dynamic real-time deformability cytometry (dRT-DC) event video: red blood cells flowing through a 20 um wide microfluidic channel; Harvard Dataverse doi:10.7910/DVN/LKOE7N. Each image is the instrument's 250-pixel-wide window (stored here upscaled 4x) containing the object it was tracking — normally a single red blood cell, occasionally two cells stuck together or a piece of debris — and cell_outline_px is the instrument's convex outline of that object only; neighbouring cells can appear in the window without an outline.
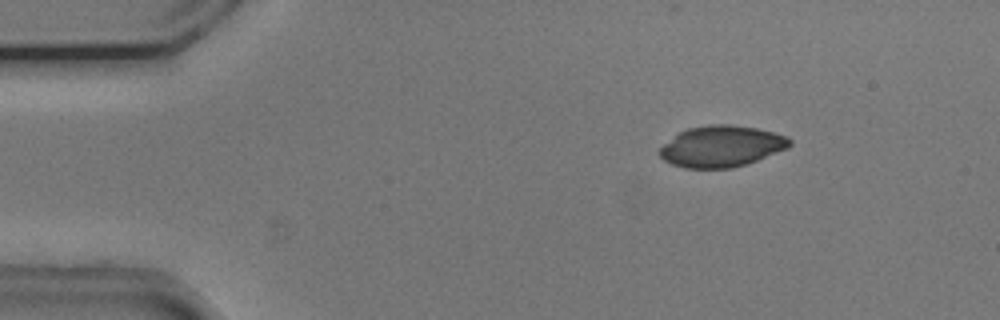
{"species": "common noctule bat (a hibernating species)", "species_latin": "Nyctalus noctula", "temperature_condition": "cold", "stored_images_in_passage": 50, "camera_frame_rate_fps": 3000, "um_per_image_px": 0.085, "animal": {"sex": "male", "body_mass_g": 20.5, "forearm_length_mm": 52.5}, "frame": {"image": 1, "passage_image": 4, "time_ms": 1.0, "image_size_px": [1000, 320], "cell_outline_px": [[792, 144], [788, 148], [756, 160], [744, 164], [728, 168], [684, 168], [672, 164], [664, 160], [660, 156], [660, 148], [664, 144], [680, 132], [688, 128], [708, 124], [732, 124], [756, 128], [772, 132], [784, 136], [792, 140]], "centroid_in_image_um": [61.32, 12.43], "position_along_channel_um": 23.7, "area_um2": 30.92}}
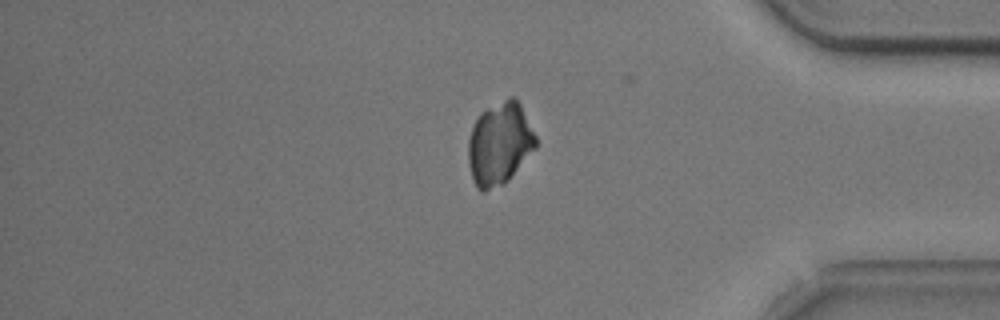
{"frame": {"image": 2, "passage_image": 41, "time_ms": 13.333, "image_size_px": [1000, 320], "cell_outline_px": [[536, 148], [508, 180], [504, 184], [484, 192], [480, 192], [476, 188], [472, 180], [468, 164], [468, 140], [472, 128], [480, 112], [508, 96], [512, 96], [520, 104], [536, 136]], "centroid_in_image_um": [42.44, 12.24], "position_along_channel_um": 392.8, "area_um2": 32.66}}
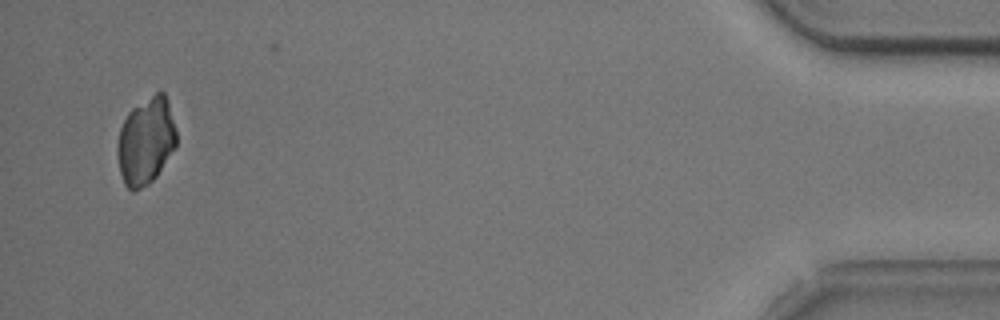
{"frame": {"image": 3, "passage_image": 48, "time_ms": 15.667, "image_size_px": [1000, 320], "cell_outline_px": [[176, 148], [156, 176], [148, 184], [132, 192], [124, 184], [120, 172], [116, 152], [116, 144], [120, 128], [128, 112], [132, 108], [160, 88], [164, 92], [176, 128]], "centroid_in_image_um": [12.39, 11.98], "position_along_channel_um": 422.8, "area_um2": 30.23}}